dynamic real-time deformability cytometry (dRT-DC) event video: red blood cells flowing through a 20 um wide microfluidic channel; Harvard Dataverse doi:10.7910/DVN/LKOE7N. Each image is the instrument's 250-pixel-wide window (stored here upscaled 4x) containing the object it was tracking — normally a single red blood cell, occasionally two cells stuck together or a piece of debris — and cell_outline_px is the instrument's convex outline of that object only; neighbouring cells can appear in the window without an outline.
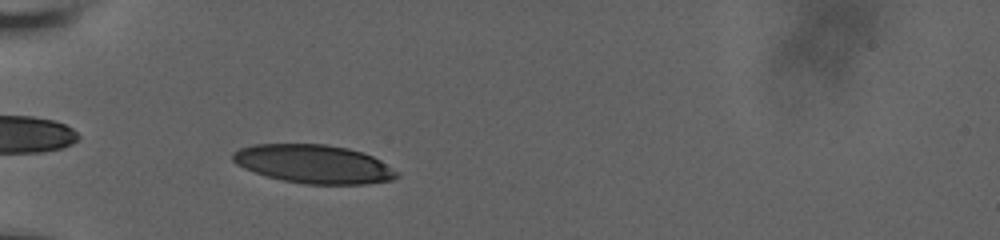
{"species": "human", "species_latin": "Homo sapiens", "temperature_condition": "room temperature", "stored_images_in_passage": 19, "camera_frame_rate_fps": 3000, "um_per_image_px": 0.085, "donor": {"sex": "male"}, "frame": {"image": 1, "passage_image": 7, "time_ms": 2.667, "image_size_px": [1000, 240], "cell_outline_px": [[400, 176], [392, 180], [364, 184], [304, 184], [284, 180], [268, 176], [244, 168], [236, 164], [232, 160], [232, 152], [240, 148], [252, 144], [324, 144], [348, 148], [372, 156], [380, 160], [400, 172]], "centroid_in_image_um": [26.68, 13.94], "position_along_channel_um": 58.3, "area_um2": 36.82}}
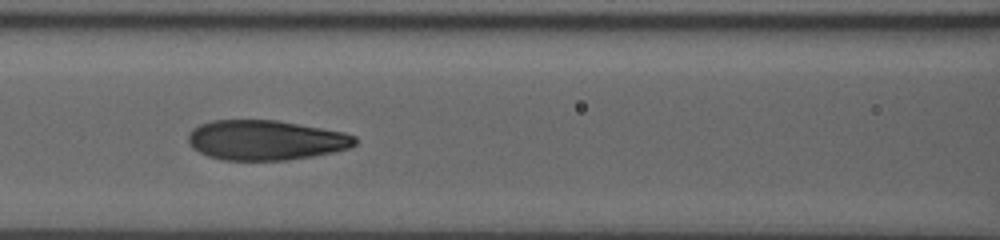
{"frame": {"image": 2, "passage_image": 14, "time_ms": 5.333, "image_size_px": [1000, 240], "cell_outline_px": [[356, 144], [348, 148], [332, 152], [312, 156], [288, 160], [224, 160], [208, 156], [192, 148], [188, 144], [188, 132], [192, 128], [200, 124], [212, 120], [276, 120], [344, 132], [356, 136]], "centroid_in_image_um": [22.54, 11.91], "position_along_channel_um": 144.1, "area_um2": 38.84}}
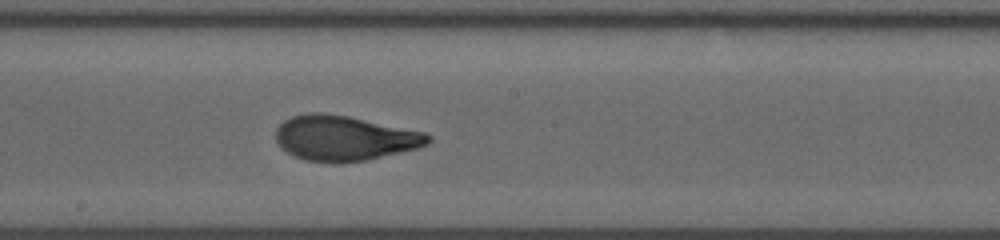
{"frame": {"image": 3, "passage_image": 19, "time_ms": 7.333, "image_size_px": [1000, 240], "cell_outline_px": [[432, 140], [428, 144], [416, 148], [368, 160], [340, 164], [304, 160], [280, 148], [276, 140], [276, 128], [284, 120], [292, 116], [308, 112], [320, 112], [348, 116], [424, 132], [432, 136]], "centroid_in_image_um": [29.25, 11.75], "position_along_channel_um": 218.9, "area_um2": 40.17}}